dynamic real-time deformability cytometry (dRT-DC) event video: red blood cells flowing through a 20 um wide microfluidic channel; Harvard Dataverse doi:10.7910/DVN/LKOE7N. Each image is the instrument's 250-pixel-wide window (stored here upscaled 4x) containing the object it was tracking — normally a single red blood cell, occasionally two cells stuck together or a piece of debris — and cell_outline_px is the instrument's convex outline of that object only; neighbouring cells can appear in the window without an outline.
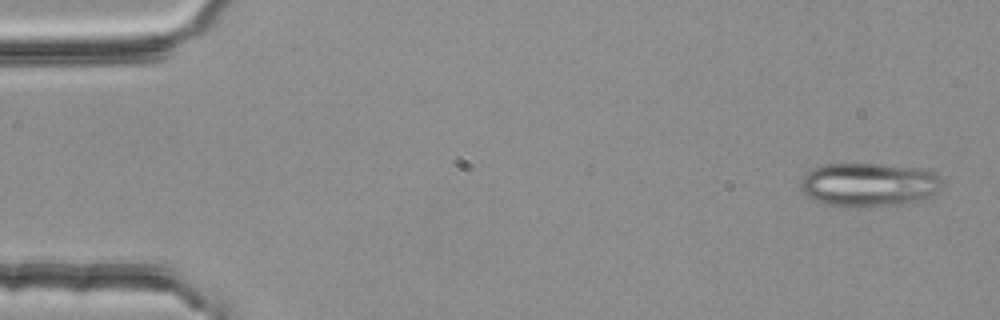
{"species": "common noctule bat (a hibernating species)", "species_latin": "Nyctalus noctula", "temperature_condition": "room temperature", "stored_images_in_passage": 2, "camera_frame_rate_fps": 3000, "um_per_image_px": 0.085, "animal": {"sex": "female", "body_mass_g": 25.1}, "frame": {"image": 1, "passage_image": 1, "time_ms": 0.0, "image_size_px": [1000, 320], "cell_outline_px": [[940, 188], [936, 192], [900, 204], [852, 208], [844, 208], [824, 204], [808, 196], [804, 192], [800, 184], [804, 176], [812, 168], [828, 164], [884, 164], [924, 168], [936, 172], [940, 176]], "centroid_in_image_um": [73.82, 15.68], "position_along_channel_um": 11.2, "area_um2": 35.95}}